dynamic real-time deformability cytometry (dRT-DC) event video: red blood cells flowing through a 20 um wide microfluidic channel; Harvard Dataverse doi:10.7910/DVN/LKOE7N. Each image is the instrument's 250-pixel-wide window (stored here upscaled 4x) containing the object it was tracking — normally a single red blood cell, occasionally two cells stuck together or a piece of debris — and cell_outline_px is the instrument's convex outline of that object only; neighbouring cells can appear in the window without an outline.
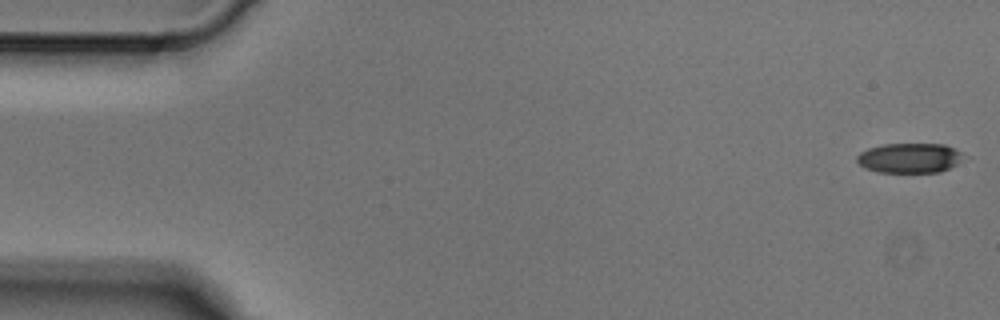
{"species": "Egyptian fruit bat (a non-hibernating species)", "species_latin": "Rousettus aegyptiacus", "temperature_condition": "cold", "stored_images_in_passage": 5, "camera_frame_rate_fps": 3000, "um_per_image_px": 0.085, "animal": {"sex": "male"}, "frame": {"image": 1, "passage_image": 1, "time_ms": 0.0, "image_size_px": [1000, 320], "cell_outline_px": [[968, 156], [956, 164], [940, 172], [876, 172], [864, 168], [856, 160], [856, 156], [860, 152], [868, 148], [884, 144], [944, 144], [956, 148]], "centroid_in_image_um": [77.34, 13.42], "position_along_channel_um": 7.7, "area_um2": 18.79}}
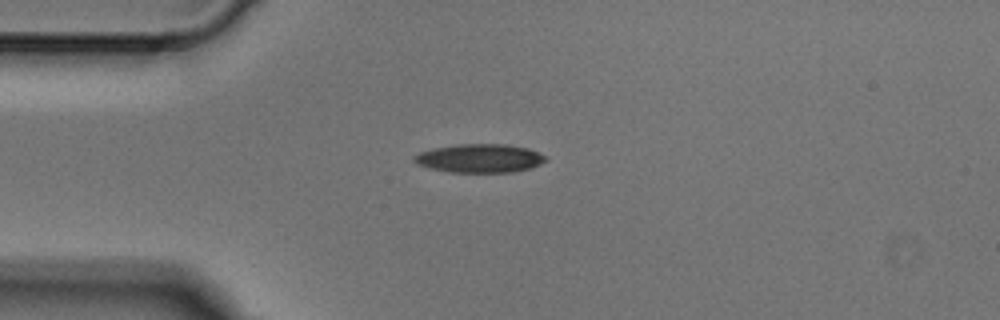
{"frame": {"image": 2, "passage_image": 4, "time_ms": 1.0, "image_size_px": [1000, 320], "cell_outline_px": [[548, 160], [532, 168], [512, 172], [448, 172], [428, 168], [416, 164], [412, 160], [412, 156], [420, 152], [432, 148], [456, 144], [508, 144], [528, 148], [540, 152], [548, 156]], "centroid_in_image_um": [40.78, 13.45], "position_along_channel_um": 44.2, "area_um2": 22.37}}